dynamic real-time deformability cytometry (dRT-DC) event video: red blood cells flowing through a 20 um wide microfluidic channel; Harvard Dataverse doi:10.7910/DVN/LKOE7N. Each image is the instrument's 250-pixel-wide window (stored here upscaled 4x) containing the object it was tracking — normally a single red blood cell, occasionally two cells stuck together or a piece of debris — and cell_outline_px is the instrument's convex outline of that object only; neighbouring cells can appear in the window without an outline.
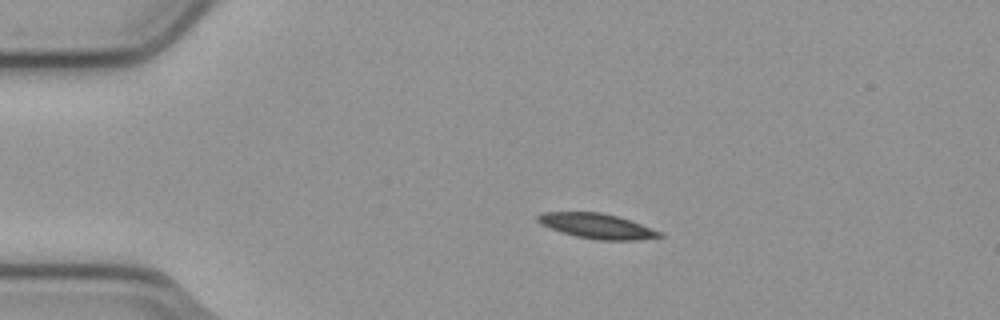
{"species": "common noctule bat (a hibernating species)", "species_latin": "Nyctalus noctula", "temperature_condition": "cold", "stored_images_in_passage": 5, "camera_frame_rate_fps": 3000, "um_per_image_px": 0.085, "animal": {"sex": "male", "body_mass_g": 23.1, "forearm_length_mm": 52.7}, "frame": {"image": 1, "passage_image": 3, "time_ms": 0.667, "image_size_px": [1000, 320], "cell_outline_px": [[664, 236], [640, 240], [596, 240], [576, 236], [560, 232], [540, 224], [536, 220], [536, 216], [544, 212], [600, 212], [616, 216], [664, 232]], "centroid_in_image_um": [50.74, 19.22], "position_along_channel_um": 34.3, "area_um2": 17.8}}
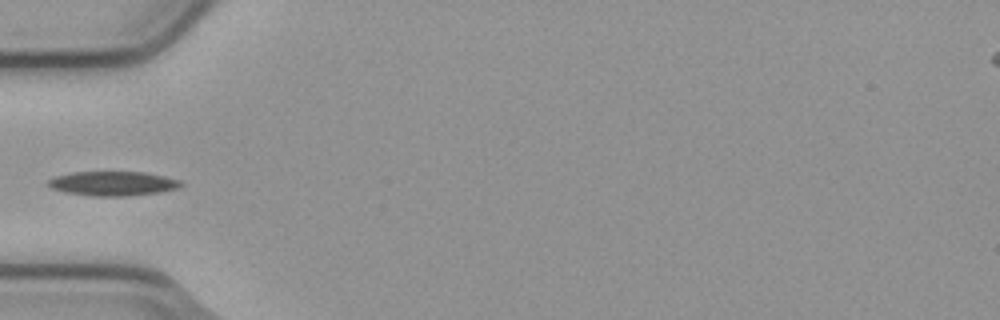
{"frame": {"image": 2, "passage_image": 5, "time_ms": 1.333, "image_size_px": [1000, 320], "cell_outline_px": [[184, 184], [180, 188], [160, 192], [128, 196], [92, 196], [64, 192], [52, 188], [44, 184], [48, 180], [56, 176], [72, 172], [144, 172], [164, 176], [180, 180]], "centroid_in_image_um": [9.6, 15.6], "position_along_channel_um": 75.4, "area_um2": 19.02}}